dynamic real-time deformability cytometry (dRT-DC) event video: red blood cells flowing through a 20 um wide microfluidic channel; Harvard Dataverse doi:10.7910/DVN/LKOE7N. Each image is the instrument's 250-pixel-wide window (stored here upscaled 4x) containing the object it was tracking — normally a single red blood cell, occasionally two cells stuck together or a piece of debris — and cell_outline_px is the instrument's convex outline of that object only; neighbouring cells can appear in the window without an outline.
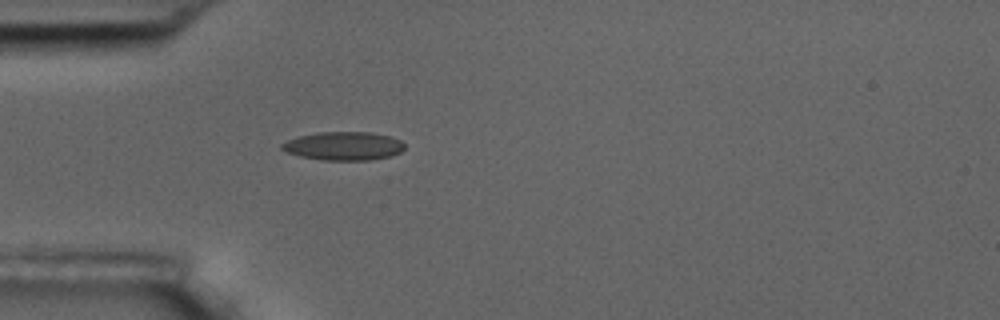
{"species": "common noctule bat (a hibernating species)", "species_latin": "Nyctalus noctula", "temperature_condition": "room temperature", "stored_images_in_passage": 1, "camera_frame_rate_fps": 3000, "um_per_image_px": 0.085, "animal": {"sex": "male", "body_mass_g": 17.5, "forearm_length_mm": 52.3}, "frame": {"image": 1, "passage_image": 1, "time_ms": 0.0, "image_size_px": [1000, 320], "cell_outline_px": [[404, 148], [400, 152], [388, 156], [368, 160], [324, 160], [300, 156], [288, 152], [280, 148], [280, 144], [296, 136], [316, 132], [368, 132], [388, 136], [400, 140], [404, 144]], "centroid_in_image_um": [29.16, 12.4], "position_along_channel_um": 55.8, "area_um2": 20.23}}